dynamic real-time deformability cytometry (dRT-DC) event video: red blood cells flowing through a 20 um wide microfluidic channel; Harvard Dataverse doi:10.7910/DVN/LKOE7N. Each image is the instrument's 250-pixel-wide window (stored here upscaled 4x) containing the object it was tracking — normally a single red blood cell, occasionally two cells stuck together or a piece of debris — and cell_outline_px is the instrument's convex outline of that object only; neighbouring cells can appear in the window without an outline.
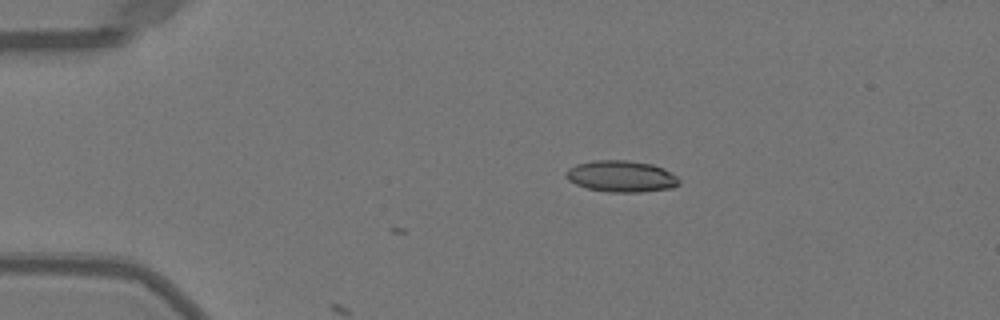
{"species": "Egyptian fruit bat (a non-hibernating species)", "species_latin": "Rousettus aegyptiacus", "temperature_condition": "warm", "stored_images_in_passage": 5, "camera_frame_rate_fps": 3000, "um_per_image_px": 0.085, "animal": {"sex": "female"}, "frame": {"image": 1, "passage_image": 5, "time_ms": 1.333, "image_size_px": [1000, 320], "cell_outline_px": [[680, 184], [672, 188], [640, 192], [608, 192], [588, 188], [576, 184], [568, 180], [564, 176], [564, 172], [568, 168], [576, 164], [592, 160], [628, 160], [652, 164], [664, 168], [676, 176], [680, 180]], "centroid_in_image_um": [52.79, 14.98], "position_along_channel_um": 32.2, "area_um2": 20.92}}